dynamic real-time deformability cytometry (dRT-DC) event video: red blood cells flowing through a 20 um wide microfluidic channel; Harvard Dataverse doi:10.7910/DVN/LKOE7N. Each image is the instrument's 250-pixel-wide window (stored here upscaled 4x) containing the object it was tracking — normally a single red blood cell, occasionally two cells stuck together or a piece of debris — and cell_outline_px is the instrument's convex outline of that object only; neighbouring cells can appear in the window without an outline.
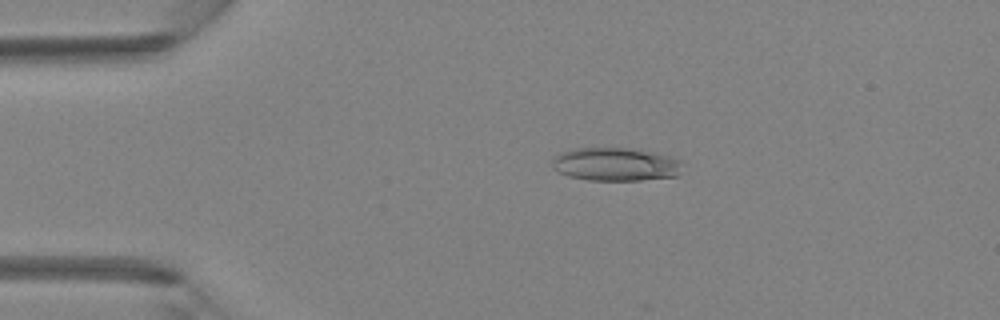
{"species": "Egyptian fruit bat (a non-hibernating species)", "species_latin": "Rousettus aegyptiacus", "temperature_condition": "room temperature", "stored_images_in_passage": 4, "camera_frame_rate_fps": 3000, "um_per_image_px": 0.085, "animal": {"sex": "female"}, "frame": {"image": 1, "passage_image": 3, "time_ms": 0.667, "image_size_px": [1000, 320], "cell_outline_px": [[680, 172], [676, 176], [640, 180], [588, 180], [568, 176], [556, 172], [552, 168], [552, 156], [560, 152], [576, 148], [640, 148], [656, 152], [680, 160]], "centroid_in_image_um": [52.27, 13.95], "position_along_channel_um": 32.7, "area_um2": 25.61}}